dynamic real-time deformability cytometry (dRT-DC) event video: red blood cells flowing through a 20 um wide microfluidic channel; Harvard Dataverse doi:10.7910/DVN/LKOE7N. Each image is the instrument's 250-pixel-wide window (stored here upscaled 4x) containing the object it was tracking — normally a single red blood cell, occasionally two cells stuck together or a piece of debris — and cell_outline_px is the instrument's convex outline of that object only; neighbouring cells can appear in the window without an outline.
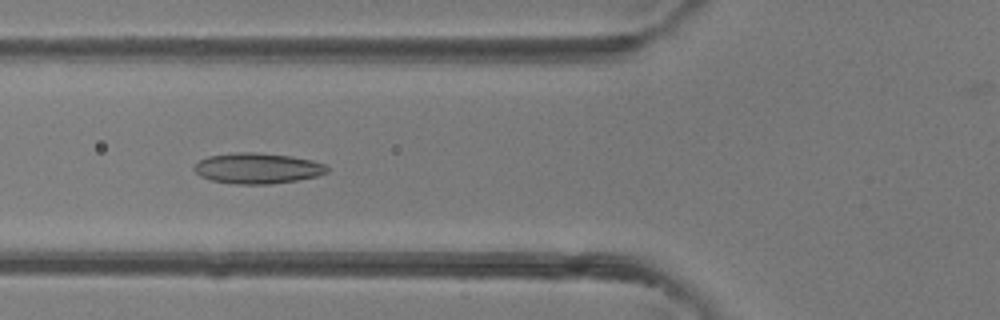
{"species": "common noctule bat (a hibernating species)", "species_latin": "Nyctalus noctula", "temperature_condition": "room temperature", "stored_images_in_passage": 4, "camera_frame_rate_fps": 3000, "um_per_image_px": 0.085, "animal": {"sex": "female"}, "frame": {"image": 1, "passage_image": 4, "time_ms": 3.333, "image_size_px": [1000, 320], "cell_outline_px": [[328, 172], [316, 176], [296, 180], [272, 184], [236, 184], [212, 180], [200, 176], [192, 168], [200, 160], [208, 156], [236, 152], [256, 152], [292, 156], [312, 160], [324, 164], [328, 168]], "centroid_in_image_um": [21.88, 14.3], "position_along_channel_um": 103.9, "area_um2": 23.7}}